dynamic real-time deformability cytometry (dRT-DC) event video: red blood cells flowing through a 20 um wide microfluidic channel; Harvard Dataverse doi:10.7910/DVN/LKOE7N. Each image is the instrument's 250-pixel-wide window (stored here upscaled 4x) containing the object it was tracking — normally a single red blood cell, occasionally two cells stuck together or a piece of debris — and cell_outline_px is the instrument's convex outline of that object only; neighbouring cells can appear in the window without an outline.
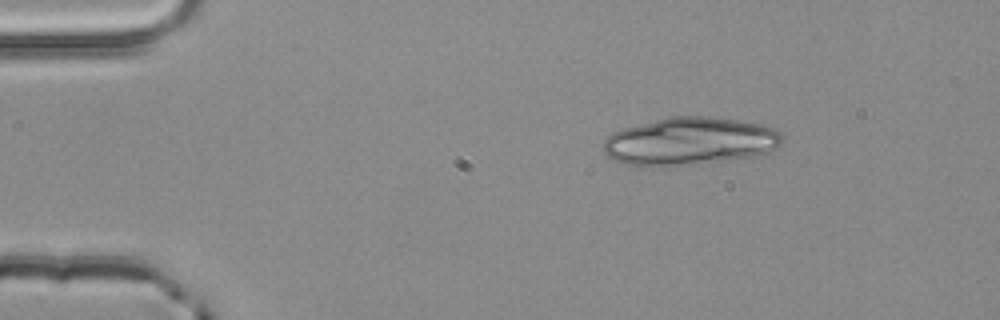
{"species": "common noctule bat (a hibernating species)", "species_latin": "Nyctalus noctula", "temperature_condition": "room temperature", "stored_images_in_passage": 3, "camera_frame_rate_fps": 3000, "um_per_image_px": 0.085, "animal": {"sex": "male", "body_mass_g": 20.4}, "frame": {"image": 1, "passage_image": 1, "time_ms": 0.0, "image_size_px": [1000, 320], "cell_outline_px": [[784, 140], [776, 148], [768, 152], [752, 156], [700, 164], [664, 168], [640, 168], [624, 164], [612, 160], [604, 152], [604, 140], [612, 132], [624, 128], [672, 116], [708, 116], [736, 120], [760, 124], [776, 128], [784, 136]], "centroid_in_image_um": [58.6, 12.04], "position_along_channel_um": 26.4, "area_um2": 50.63}}